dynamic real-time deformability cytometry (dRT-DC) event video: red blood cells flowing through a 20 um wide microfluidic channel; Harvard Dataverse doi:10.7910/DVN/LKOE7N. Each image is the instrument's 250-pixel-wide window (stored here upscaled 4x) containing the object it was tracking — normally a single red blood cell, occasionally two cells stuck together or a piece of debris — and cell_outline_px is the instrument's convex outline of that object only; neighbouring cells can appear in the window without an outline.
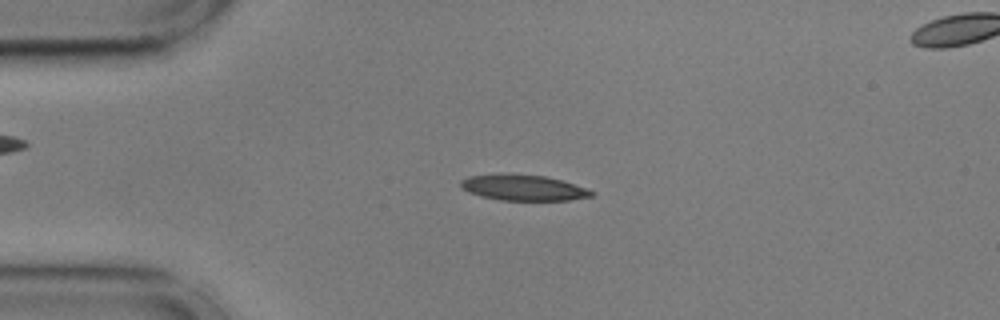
{"species": "common noctule bat (a hibernating species)", "species_latin": "Nyctalus noctula", "temperature_condition": "cold", "stored_images_in_passage": 54, "camera_frame_rate_fps": 3000, "um_per_image_px": 0.085, "animal": {"sex": "male", "body_mass_g": 17.9, "forearm_length_mm": 54.2}, "frame": {"image": 1, "passage_image": 12, "time_ms": 3.667, "image_size_px": [1000, 320], "cell_outline_px": [[596, 192], [592, 196], [568, 200], [500, 200], [480, 196], [468, 192], [460, 184], [460, 180], [468, 176], [508, 172], [548, 176]], "centroid_in_image_um": [44.43, 15.93], "position_along_channel_um": 40.6, "area_um2": 19.83}}
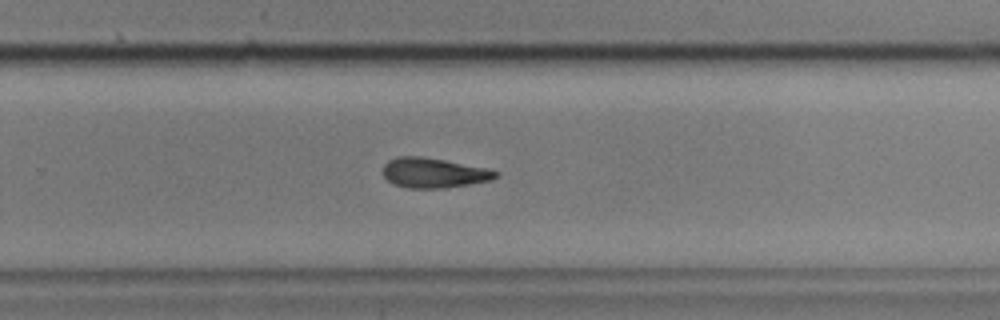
{"frame": {"image": 2, "passage_image": 35, "time_ms": 11.333, "image_size_px": [1000, 320], "cell_outline_px": [[500, 176], [488, 180], [468, 184], [440, 188], [408, 188], [396, 184], [388, 180], [384, 176], [384, 164], [388, 160], [400, 156], [420, 156], [444, 160], [484, 168], [500, 172]], "centroid_in_image_um": [36.85, 14.68], "position_along_channel_um": 292.9, "area_um2": 19.25}}
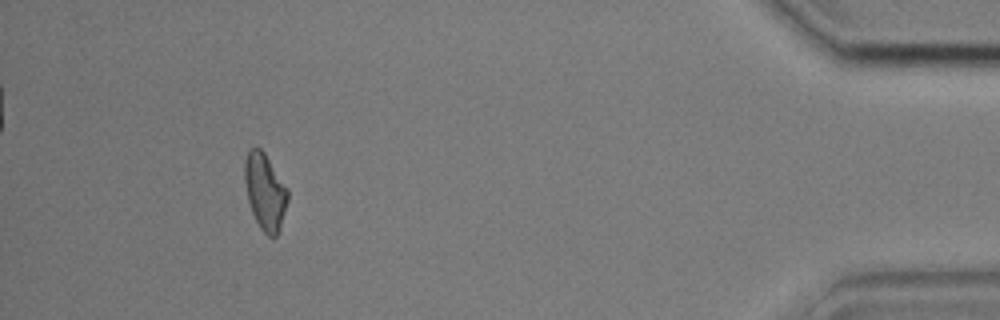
{"frame": {"image": 3, "passage_image": 50, "time_ms": 16.333, "image_size_px": [1000, 320], "cell_outline_px": [[288, 200], [280, 228], [276, 236], [268, 236], [260, 228], [252, 212], [248, 200], [244, 180], [244, 160], [248, 148], [256, 144], [264, 152], [288, 188]], "centroid_in_image_um": [22.51, 16.23], "position_along_channel_um": 412.7, "area_um2": 19.36}, "authors_computed_cell_mechanics": {"area_um2": 19.8832, "velocity_mm_per_s": 3.61, "shape_relaxation_time_tau1_ms": 4.8942, "shape_relaxation_time_tau2_ms": 10.4517, "deformation_change_tau1": 0.1354, "deformation_change_tau2": 0.2247}}